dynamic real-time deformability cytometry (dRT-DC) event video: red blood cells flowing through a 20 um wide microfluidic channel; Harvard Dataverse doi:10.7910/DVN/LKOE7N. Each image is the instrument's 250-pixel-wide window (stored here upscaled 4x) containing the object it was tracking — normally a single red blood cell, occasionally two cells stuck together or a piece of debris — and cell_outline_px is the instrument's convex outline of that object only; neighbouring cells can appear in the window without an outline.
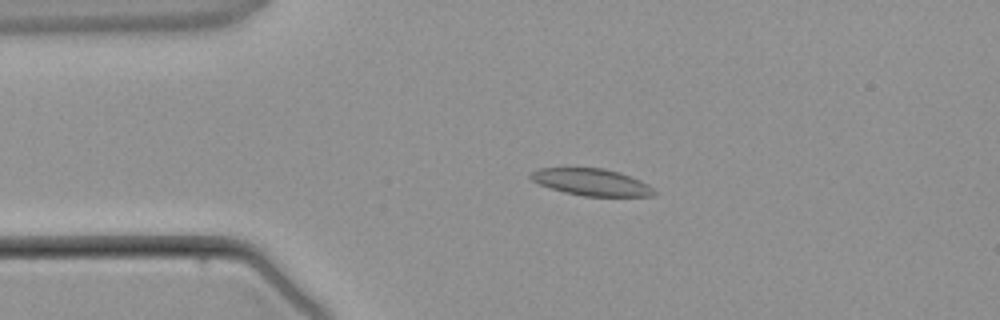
{"species": "common noctule bat (a hibernating species)", "species_latin": "Nyctalus noctula", "temperature_condition": "warm", "stored_images_in_passage": 3, "camera_frame_rate_fps": 3000, "um_per_image_px": 0.085, "animal": {"sex": "male", "body_mass_g": 21.5, "forearm_length_mm": 52.0}, "frame": {"image": 1, "passage_image": 2, "time_ms": 1.333, "image_size_px": [1000, 320], "cell_outline_px": [[656, 192], [652, 196], [584, 196], [564, 192], [540, 184], [532, 180], [528, 176], [532, 172], [540, 168], [604, 168], [640, 180], [648, 184]], "centroid_in_image_um": [50.27, 15.48], "position_along_channel_um": 34.7, "area_um2": 19.02}}